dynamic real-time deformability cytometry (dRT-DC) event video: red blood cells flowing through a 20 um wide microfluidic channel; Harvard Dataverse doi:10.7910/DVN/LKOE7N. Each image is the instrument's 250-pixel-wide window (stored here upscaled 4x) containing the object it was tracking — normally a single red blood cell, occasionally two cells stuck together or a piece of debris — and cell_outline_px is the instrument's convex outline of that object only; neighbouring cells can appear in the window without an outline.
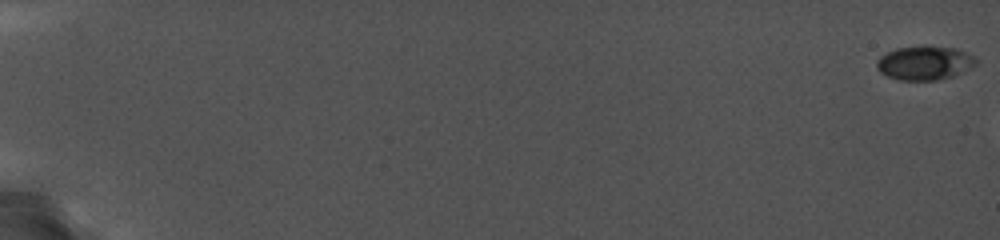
{"species": "common noctule bat (a hibernating species)", "species_latin": "Nyctalus noctula", "temperature_condition": "cold", "stored_images_in_passage": 12, "camera_frame_rate_fps": 5000, "um_per_image_px": 0.085, "animal": {"sex": "female", "body_mass_g": 19.0, "forearm_length_mm": 56.7}, "frame": {"image": 1, "passage_image": 1, "time_ms": 0.0, "image_size_px": [1000, 240], "cell_outline_px": [[980, 60], [972, 68], [956, 76], [936, 80], [896, 80], [880, 72], [876, 68], [876, 60], [880, 56], [896, 48], [956, 48]], "centroid_in_image_um": [78.6, 5.4], "position_along_channel_um": 6.4, "area_um2": 19.36}}